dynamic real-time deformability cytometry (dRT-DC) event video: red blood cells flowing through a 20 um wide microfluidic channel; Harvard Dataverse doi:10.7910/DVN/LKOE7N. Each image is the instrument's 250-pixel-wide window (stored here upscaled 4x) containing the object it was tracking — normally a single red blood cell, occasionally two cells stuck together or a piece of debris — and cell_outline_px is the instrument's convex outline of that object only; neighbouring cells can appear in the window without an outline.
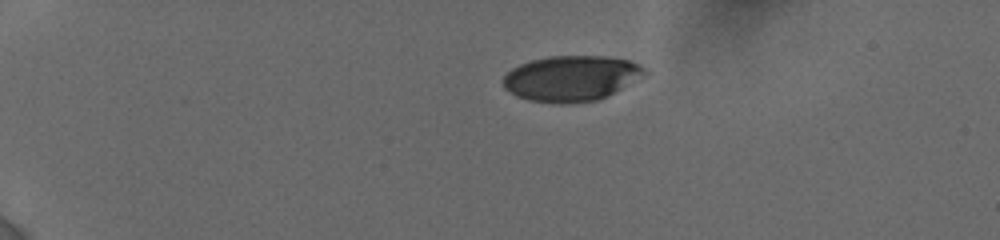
{"species": "human", "species_latin": "Homo sapiens", "temperature_condition": "cold", "stored_images_in_passage": 56, "camera_frame_rate_fps": 3000, "um_per_image_px": 0.085, "donor": {"sex": "female"}, "frame": {"image": 1, "passage_image": 1, "time_ms": 0.0, "image_size_px": [1000, 240], "cell_outline_px": [[648, 72], [620, 88], [596, 100], [560, 104], [528, 100], [516, 96], [504, 88], [504, 76], [512, 68], [520, 64], [532, 60], [548, 56], [604, 56], [628, 60], [640, 64]], "centroid_in_image_um": [48.51, 6.65], "position_along_channel_um": 36.5, "area_um2": 36.99}}
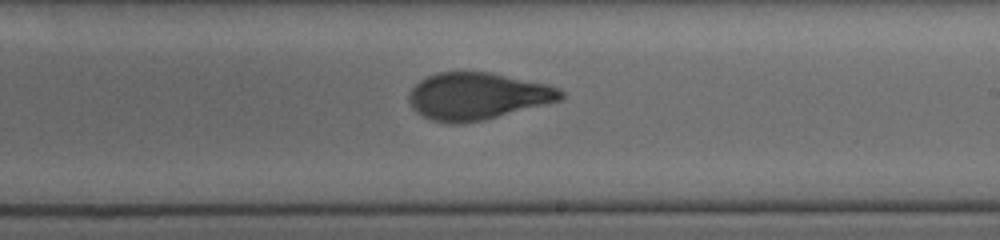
{"frame": {"image": 2, "passage_image": 29, "time_ms": 7.667, "image_size_px": [1000, 240], "cell_outline_px": [[564, 96], [560, 100], [484, 120], [460, 124], [448, 124], [432, 120], [416, 112], [412, 108], [408, 100], [408, 92], [420, 80], [436, 72], [488, 72], [548, 84], [560, 88], [564, 92]], "centroid_in_image_um": [40.55, 8.18], "position_along_channel_um": 248.4, "area_um2": 41.67}}
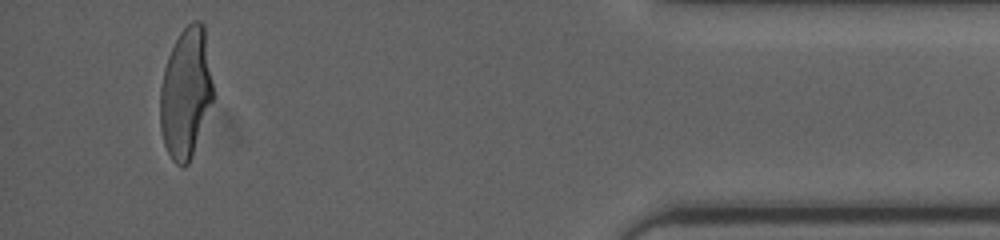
{"frame": {"image": 3, "passage_image": 52, "time_ms": 13.333, "image_size_px": [1000, 240], "cell_outline_px": [[216, 96], [192, 156], [188, 164], [184, 168], [180, 168], [172, 160], [164, 144], [160, 128], [160, 88], [164, 68], [168, 56], [180, 32], [192, 20], [200, 20], [204, 24]], "centroid_in_image_um": [15.83, 7.92], "position_along_channel_um": 419.4, "area_um2": 41.21}, "authors_computed_cell_mechanics": {"area_um2": 41.327, "velocity_mm_per_s": 3.8507, "shape_relaxation_time_tau1_ms": 5.7304, "shape_relaxation_time_tau2_ms": 0.8674, "deformation_change_tau1": 0.2259, "deformation_change_tau2": 0.0735}}